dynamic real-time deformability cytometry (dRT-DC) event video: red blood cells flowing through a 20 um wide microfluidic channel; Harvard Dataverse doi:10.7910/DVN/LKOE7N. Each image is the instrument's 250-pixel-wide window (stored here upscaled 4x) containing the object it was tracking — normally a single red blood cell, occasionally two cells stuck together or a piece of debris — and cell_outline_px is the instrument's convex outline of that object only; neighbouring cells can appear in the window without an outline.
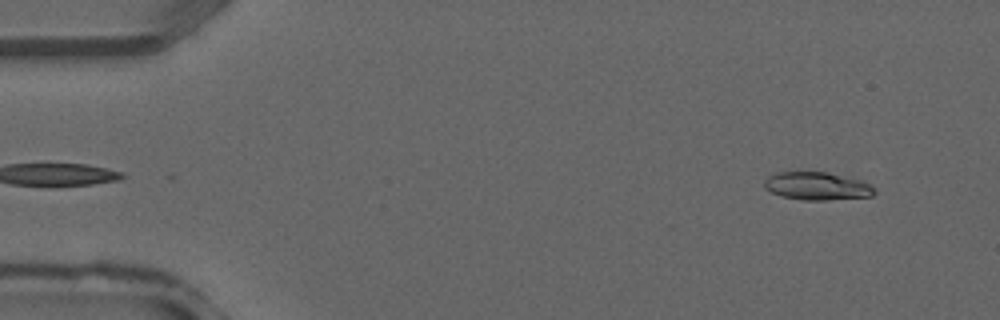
{"species": "common noctule bat (a hibernating species)", "species_latin": "Nyctalus noctula", "temperature_condition": "warm", "stored_images_in_passage": 8, "camera_frame_rate_fps": 3000, "um_per_image_px": 0.085, "animal": {"sex": "male", "forearm_length_mm": 52.5}, "frame": {"image": 1, "passage_image": 1, "time_ms": 0.0, "image_size_px": [1000, 320], "cell_outline_px": [[876, 192], [872, 196], [828, 200], [804, 200], [780, 196], [764, 188], [764, 180], [768, 176], [776, 172], [828, 172], [864, 180], [872, 184], [876, 188]], "centroid_in_image_um": [69.49, 15.81], "position_along_channel_um": 15.5, "area_um2": 18.26}}